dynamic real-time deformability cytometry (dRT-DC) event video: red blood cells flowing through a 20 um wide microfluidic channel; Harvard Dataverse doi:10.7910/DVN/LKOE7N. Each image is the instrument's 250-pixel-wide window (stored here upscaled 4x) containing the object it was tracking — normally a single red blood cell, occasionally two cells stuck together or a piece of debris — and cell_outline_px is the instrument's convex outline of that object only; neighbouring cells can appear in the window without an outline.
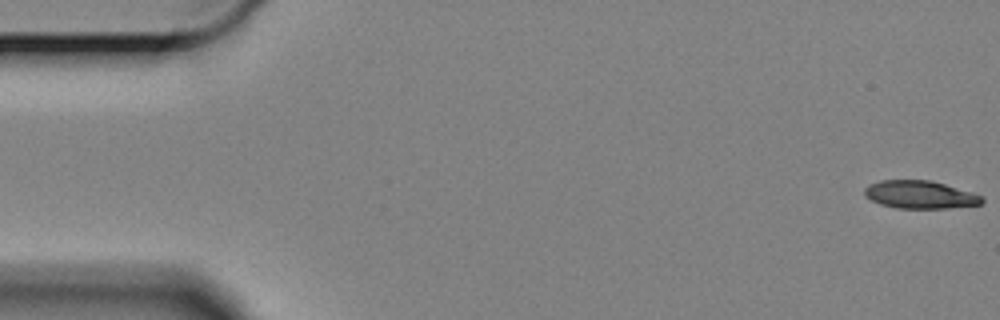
{"species": "Egyptian fruit bat (a non-hibernating species)", "species_latin": "Rousettus aegyptiacus", "temperature_condition": "cold", "stored_images_in_passage": 57, "camera_frame_rate_fps": 3000, "um_per_image_px": 0.085, "animal": {"sex": "female"}, "frame": {"image": 1, "passage_image": 1, "time_ms": 0.0, "image_size_px": [1000, 320], "cell_outline_px": [[984, 200], [980, 204], [948, 208], [896, 208], [880, 204], [864, 196], [864, 188], [868, 184], [880, 180], [928, 180], [944, 184], [972, 192], [984, 196]], "centroid_in_image_um": [78.18, 16.54], "position_along_channel_um": 6.8, "area_um2": 19.07}}
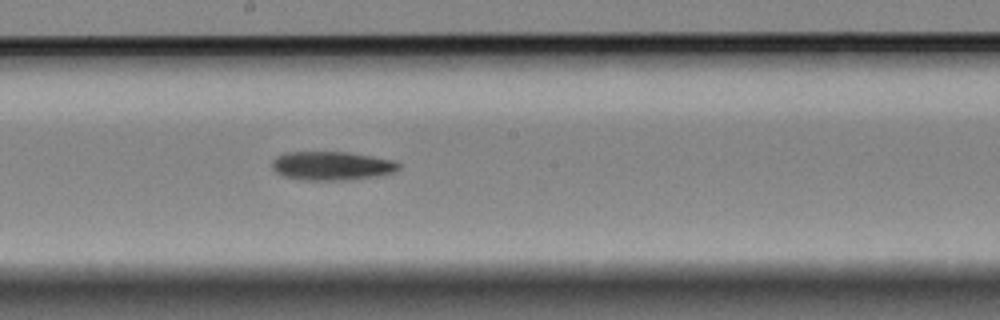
{"frame": {"image": 2, "passage_image": 32, "time_ms": 10.333, "image_size_px": [1000, 320], "cell_outline_px": [[400, 168], [392, 172], [380, 176], [352, 180], [304, 180], [284, 176], [276, 172], [272, 168], [272, 160], [276, 156], [288, 152], [348, 152], [372, 156], [392, 160], [400, 164]], "centroid_in_image_um": [28.2, 14.1], "position_along_channel_um": 220.0, "area_um2": 21.33}}
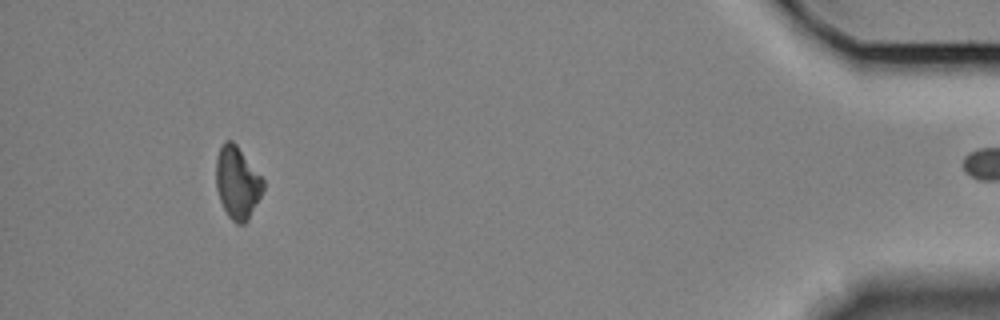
{"frame": {"image": 3, "passage_image": 56, "time_ms": 18.333, "image_size_px": [1000, 320], "cell_outline_px": [[264, 188], [248, 220], [244, 224], [236, 224], [228, 216], [220, 200], [216, 188], [216, 156], [224, 140], [232, 140], [236, 144], [264, 180]], "centroid_in_image_um": [20.16, 15.52], "position_along_channel_um": 415.0, "area_um2": 19.77}}